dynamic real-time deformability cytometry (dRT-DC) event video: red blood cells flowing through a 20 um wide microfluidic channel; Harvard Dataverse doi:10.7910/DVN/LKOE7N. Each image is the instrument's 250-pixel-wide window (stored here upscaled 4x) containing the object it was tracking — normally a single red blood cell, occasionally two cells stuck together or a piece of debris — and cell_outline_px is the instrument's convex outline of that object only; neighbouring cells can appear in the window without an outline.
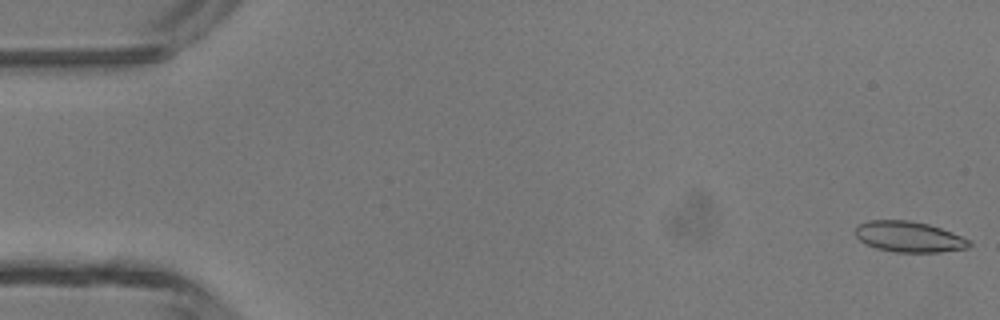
{"species": "common noctule bat (a hibernating species)", "species_latin": "Nyctalus noctula", "temperature_condition": "room temperature", "stored_images_in_passage": 47, "camera_frame_rate_fps": 3000, "um_per_image_px": 0.085, "animal": {"sex": "male", "body_mass_g": 13.3}, "frame": {"image": 1, "passage_image": 1, "time_ms": 0.0, "image_size_px": [1000, 320], "cell_outline_px": [[972, 244], [968, 248], [940, 252], [892, 252], [876, 248], [860, 240], [856, 236], [856, 228], [860, 224], [868, 220], [908, 220], [928, 224], [952, 232], [972, 240]], "centroid_in_image_um": [77.31, 20.13], "position_along_channel_um": 7.7, "area_um2": 20.4}}
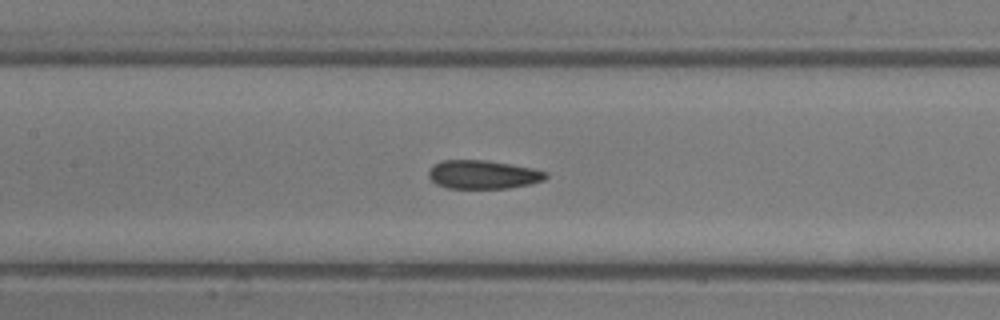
{"frame": {"image": 2, "passage_image": 22, "time_ms": 7.0, "image_size_px": [1000, 320], "cell_outline_px": [[548, 176], [544, 180], [528, 184], [508, 188], [448, 188], [436, 184], [428, 176], [428, 172], [432, 164], [440, 160], [488, 160], [532, 168], [548, 172]], "centroid_in_image_um": [41.03, 14.82], "position_along_channel_um": 166.4, "area_um2": 19.59}}
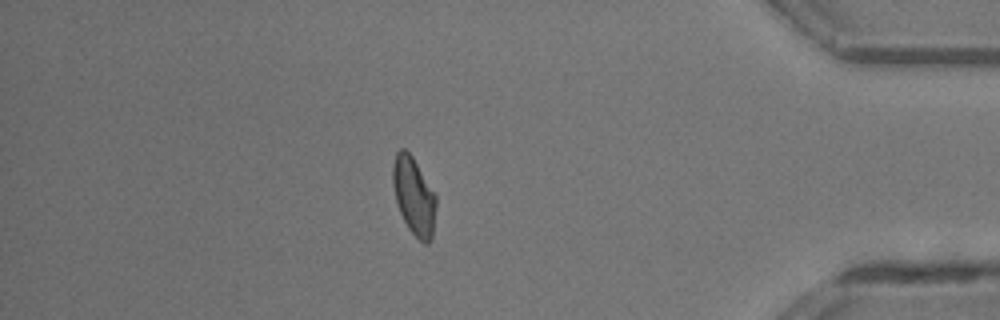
{"frame": {"image": 3, "passage_image": 41, "time_ms": 13.333, "image_size_px": [1000, 320], "cell_outline_px": [[436, 204], [432, 240], [428, 244], [424, 244], [408, 228], [400, 212], [396, 200], [392, 184], [392, 164], [396, 152], [400, 148], [404, 148], [412, 156], [436, 196]], "centroid_in_image_um": [35.17, 16.66], "position_along_channel_um": 400.0, "area_um2": 19.48}, "authors_computed_cell_mechanics": {"area_um2": 19.8254, "velocity_mm_per_s": 4.3462, "shape_relaxation_time_tau1_ms": null, "shape_relaxation_time_tau2_ms": 1.5541, "deformation_change_tau1": null, "deformation_change_tau2": 0.0793}}